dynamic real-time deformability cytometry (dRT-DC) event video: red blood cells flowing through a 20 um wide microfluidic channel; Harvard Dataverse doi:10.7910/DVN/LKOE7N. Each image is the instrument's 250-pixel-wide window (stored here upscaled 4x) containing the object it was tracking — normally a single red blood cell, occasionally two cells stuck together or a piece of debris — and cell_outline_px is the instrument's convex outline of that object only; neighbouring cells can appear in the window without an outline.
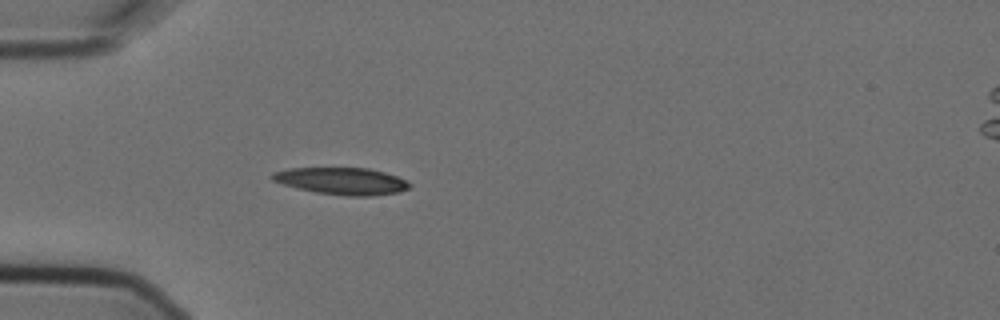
{"species": "Egyptian fruit bat (a non-hibernating species)", "species_latin": "Rousettus aegyptiacus", "temperature_condition": "cold", "stored_images_in_passage": 1, "camera_frame_rate_fps": 3000, "um_per_image_px": 0.085, "animal": {"sex": "female"}, "frame": {"image": 1, "passage_image": 1, "time_ms": 0.0, "image_size_px": [1000, 320], "cell_outline_px": [[412, 184], [408, 188], [400, 192], [368, 196], [348, 196], [316, 192], [296, 188], [272, 180], [268, 176], [272, 172], [288, 168], [368, 168], [384, 172], [408, 180]], "centroid_in_image_um": [29.04, 15.38], "position_along_channel_um": 56.0, "area_um2": 21.68}}